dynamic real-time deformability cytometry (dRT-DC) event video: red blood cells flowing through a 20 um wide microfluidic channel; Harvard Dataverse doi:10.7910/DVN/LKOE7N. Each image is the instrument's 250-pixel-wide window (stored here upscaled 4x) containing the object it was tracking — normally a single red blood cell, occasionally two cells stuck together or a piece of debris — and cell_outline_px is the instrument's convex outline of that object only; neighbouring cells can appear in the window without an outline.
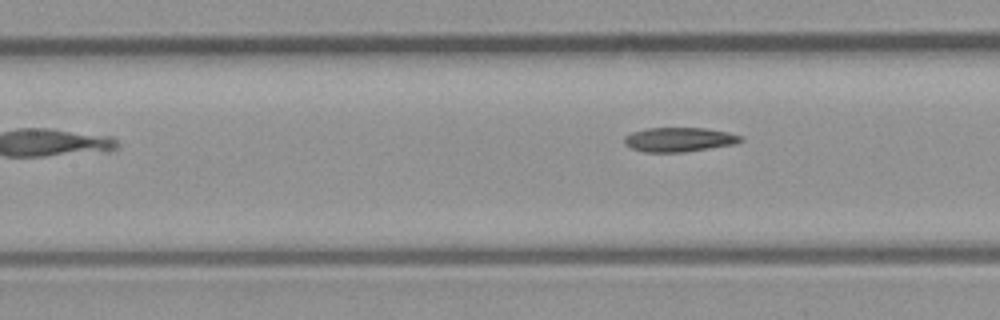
{"species": "common noctule bat (a hibernating species)", "species_latin": "Nyctalus noctula", "temperature_condition": "room temperature", "stored_images_in_passage": 7, "camera_frame_rate_fps": 3000, "um_per_image_px": 0.085, "animal": {"sex": "male", "body_mass_g": 23.1, "forearm_length_mm": 52.7}, "frame": {"image": 1, "passage_image": 7, "time_ms": 7.667, "image_size_px": [1000, 320], "cell_outline_px": [[744, 140], [736, 144], [684, 152], [644, 152], [632, 148], [624, 144], [624, 136], [632, 132], [648, 128], [704, 128], [728, 132], [744, 136]], "centroid_in_image_um": [57.75, 11.86], "position_along_channel_um": 149.6, "area_um2": 16.59}}